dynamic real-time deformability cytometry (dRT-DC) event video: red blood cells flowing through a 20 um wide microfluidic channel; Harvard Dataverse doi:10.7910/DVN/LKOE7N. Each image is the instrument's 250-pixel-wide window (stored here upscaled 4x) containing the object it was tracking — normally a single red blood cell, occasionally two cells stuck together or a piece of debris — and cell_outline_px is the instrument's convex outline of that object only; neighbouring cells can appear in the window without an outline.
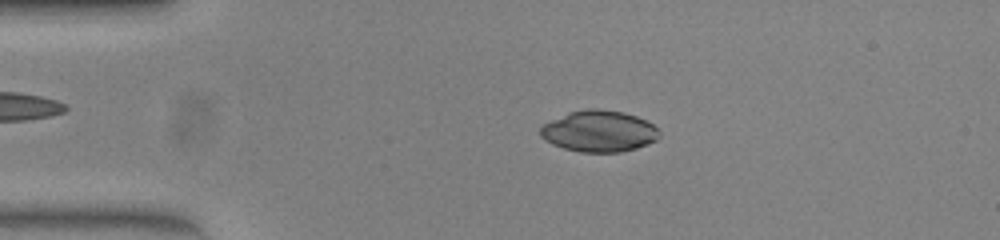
{"species": "common noctule bat (a hibernating species)", "species_latin": "Nyctalus noctula", "temperature_condition": "warm", "stored_images_in_passage": 52, "camera_frame_rate_fps": 3000, "um_per_image_px": 0.085, "animal": {"sex": "female", "body_mass_g": 23.0, "forearm_length_mm": 53.4}, "frame": {"image": 1, "passage_image": 11, "time_ms": 3.333, "image_size_px": [1000, 240], "cell_outline_px": [[660, 136], [656, 140], [648, 144], [636, 148], [620, 152], [580, 152], [564, 148], [552, 144], [544, 140], [540, 136], [540, 128], [544, 124], [568, 112], [588, 108], [596, 108], [624, 112], [636, 116], [652, 124], [660, 132]], "centroid_in_image_um": [50.91, 11.15], "position_along_channel_um": 34.1, "area_um2": 28.67}}
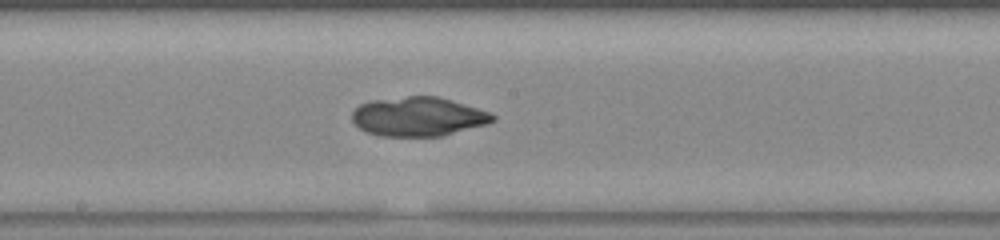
{"frame": {"image": 2, "passage_image": 28, "time_ms": 9.0, "image_size_px": [1000, 240], "cell_outline_px": [[496, 120], [484, 124], [440, 136], [384, 136], [368, 132], [360, 128], [352, 120], [352, 112], [360, 104], [372, 100], [408, 96], [436, 96], [452, 100], [488, 112], [496, 116]], "centroid_in_image_um": [35.52, 9.9], "position_along_channel_um": 212.7, "area_um2": 31.62}}
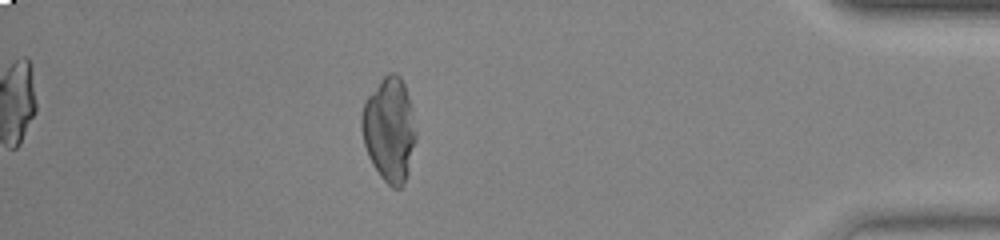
{"frame": {"image": 3, "passage_image": 46, "time_ms": 15.0, "image_size_px": [1000, 240], "cell_outline_px": [[416, 140], [408, 172], [400, 188], [392, 188], [380, 176], [372, 164], [368, 156], [364, 144], [360, 128], [360, 116], [364, 104], [368, 96], [380, 80], [388, 72], [396, 72], [400, 76], [404, 84], [408, 96], [412, 112], [416, 132]], "centroid_in_image_um": [33.07, 11.0], "position_along_channel_um": 402.1, "area_um2": 32.95}}